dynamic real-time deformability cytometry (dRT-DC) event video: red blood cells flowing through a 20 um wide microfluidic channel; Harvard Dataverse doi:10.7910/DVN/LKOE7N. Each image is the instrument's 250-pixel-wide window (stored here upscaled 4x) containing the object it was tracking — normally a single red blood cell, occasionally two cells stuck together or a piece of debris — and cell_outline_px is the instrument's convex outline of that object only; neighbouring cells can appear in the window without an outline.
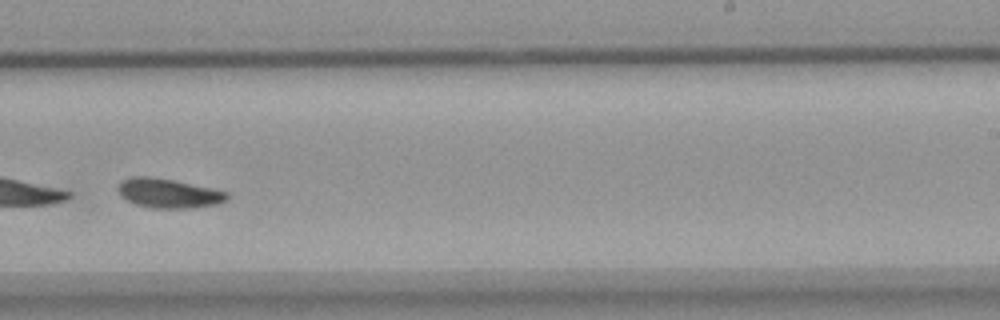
{"species": "common noctule bat (a hibernating species)", "species_latin": "Nyctalus noctula", "temperature_condition": "warm", "stored_images_in_passage": 40, "camera_frame_rate_fps": 3000, "um_per_image_px": 0.085, "animal": {"sex": "female", "body_mass_g": 18.4}, "frame": {"image": 1, "passage_image": 34, "time_ms": 11.0, "image_size_px": [1000, 320], "cell_outline_px": [[228, 200], [220, 204], [192, 208], [152, 208], [136, 204], [120, 196], [116, 188], [120, 180], [132, 176], [148, 176], [172, 180], [212, 188], [228, 192]], "centroid_in_image_um": [14.31, 16.43], "position_along_channel_um": 274.7, "area_um2": 18.84}, "authors_computed_cell_mechanics": {"area_um2": 19.4208, "velocity_mm_per_s": 3.6103, "shape_relaxation_time_tau1_ms": 5.8542, "shape_relaxation_time_tau2_ms": 6.1225, "deformation_change_tau1": 0.1129, "deformation_change_tau2": 0.0985}}